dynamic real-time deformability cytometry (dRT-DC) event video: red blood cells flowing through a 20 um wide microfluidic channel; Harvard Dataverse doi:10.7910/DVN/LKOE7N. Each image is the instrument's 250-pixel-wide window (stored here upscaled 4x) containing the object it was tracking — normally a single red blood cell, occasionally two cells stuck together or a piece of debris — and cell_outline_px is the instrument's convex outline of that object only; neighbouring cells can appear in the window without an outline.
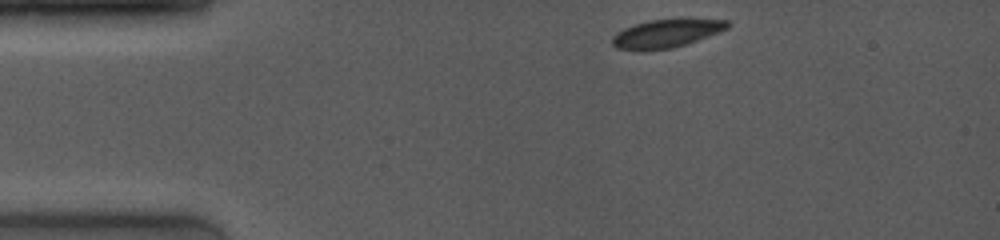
{"species": "common noctule bat (a hibernating species)", "species_latin": "Nyctalus noctula", "temperature_condition": "room temperature", "stored_images_in_passage": 6, "camera_frame_rate_fps": 4000, "um_per_image_px": 0.085, "animal": {"sex": "female", "body_mass_g": 19.0, "forearm_length_mm": 53.3}, "frame": {"image": 1, "passage_image": 1, "time_ms": 0.0, "image_size_px": [1000, 240], "cell_outline_px": [[732, 24], [728, 28], [708, 36], [672, 48], [644, 52], [616, 48], [612, 44], [612, 36], [616, 32], [624, 28], [648, 20], [728, 20]], "centroid_in_image_um": [56.56, 2.88], "position_along_channel_um": 28.4, "area_um2": 18.79}}